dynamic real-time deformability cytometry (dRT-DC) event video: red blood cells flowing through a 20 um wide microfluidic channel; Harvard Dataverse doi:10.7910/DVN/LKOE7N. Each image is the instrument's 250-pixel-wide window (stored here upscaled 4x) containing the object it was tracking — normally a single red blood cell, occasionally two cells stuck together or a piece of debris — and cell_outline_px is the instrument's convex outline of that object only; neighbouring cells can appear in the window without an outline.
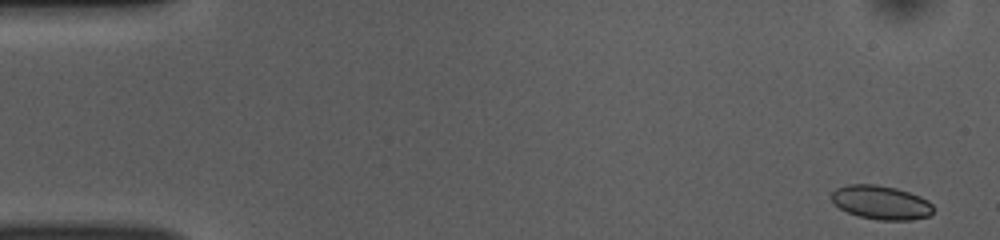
{"species": "common noctule bat (a hibernating species)", "species_latin": "Nyctalus noctula", "temperature_condition": "room temperature", "stored_images_in_passage": 51, "camera_frame_rate_fps": 3000, "um_per_image_px": 0.085, "animal": {"sex": "female", "body_mass_g": 10.0, "forearm_length_mm": 53.1}, "frame": {"image": 1, "passage_image": 1, "time_ms": 0.0, "image_size_px": [1000, 240], "cell_outline_px": [[932, 212], [928, 216], [912, 220], [876, 220], [860, 216], [848, 212], [840, 208], [832, 200], [832, 192], [836, 188], [848, 184], [876, 184], [896, 188], [920, 196], [928, 200], [932, 204]], "centroid_in_image_um": [74.89, 17.2], "position_along_channel_um": 10.1, "area_um2": 20.0}}
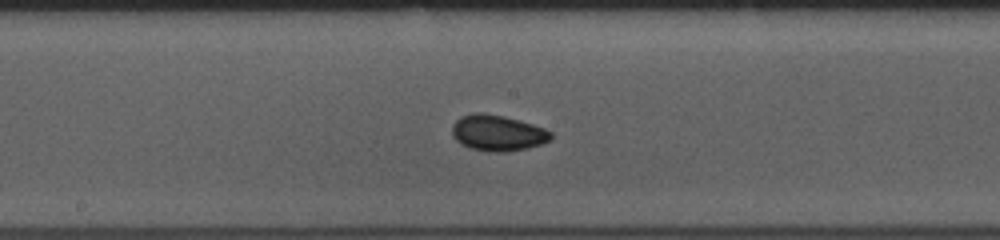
{"frame": {"image": 2, "passage_image": 26, "time_ms": 8.333, "image_size_px": [1000, 240], "cell_outline_px": [[552, 136], [548, 140], [540, 144], [528, 148], [504, 152], [492, 152], [468, 148], [460, 144], [452, 136], [452, 124], [460, 116], [476, 112], [484, 112], [504, 116], [532, 124], [544, 128], [552, 132]], "centroid_in_image_um": [42.25, 11.3], "position_along_channel_um": 206.0, "area_um2": 20.81}}
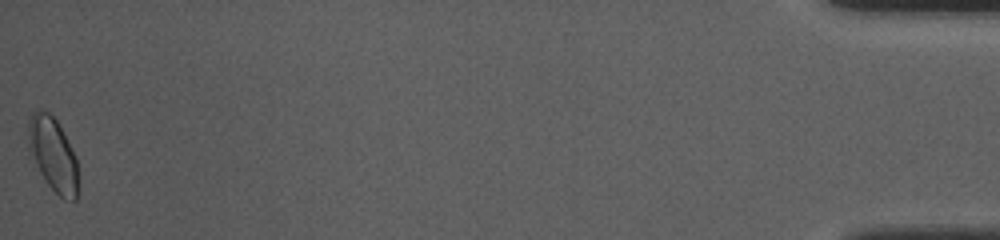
{"frame": {"image": 3, "passage_image": 51, "time_ms": 16.667, "image_size_px": [1000, 240], "cell_outline_px": [[76, 200], [64, 200], [48, 184], [28, 156], [28, 120], [32, 112], [36, 108], [48, 112], [56, 120], [76, 156]], "centroid_in_image_um": [4.44, 13.08], "position_along_channel_um": 430.8, "area_um2": 21.39}, "authors_computed_cell_mechanics": {"area_um2": 19.4786, "velocity_mm_per_s": 3.8401, "shape_relaxation_time_tau1_ms": 4.8881, "shape_relaxation_time_tau2_ms": 1.7607, "deformation_change_tau1": 0.0767, "deformation_change_tau2": 0.0433}}